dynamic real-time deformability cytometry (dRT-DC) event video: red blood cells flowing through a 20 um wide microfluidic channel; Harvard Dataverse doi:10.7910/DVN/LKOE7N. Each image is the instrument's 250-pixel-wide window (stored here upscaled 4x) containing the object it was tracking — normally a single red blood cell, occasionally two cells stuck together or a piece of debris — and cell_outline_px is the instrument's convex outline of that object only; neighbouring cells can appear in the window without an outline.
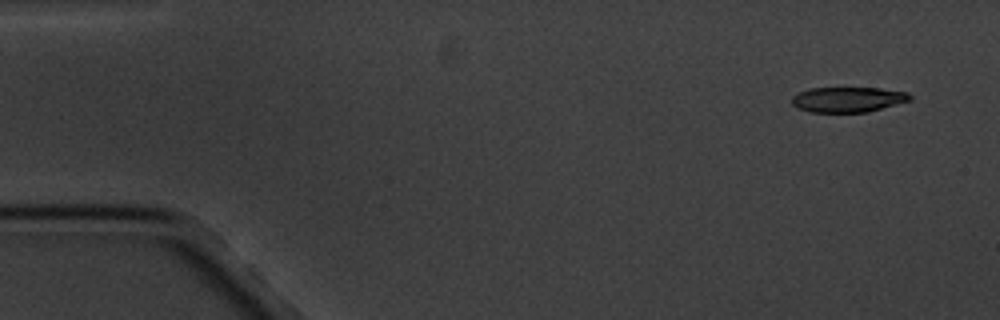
{"species": "common noctule bat (a hibernating species)", "species_latin": "Nyctalus noctula", "temperature_condition": "cold", "stored_images_in_passage": 4, "camera_frame_rate_fps": 3000, "um_per_image_px": 0.085, "animal": {"sex": "male", "body_mass_g": 20.1, "forearm_length_mm": 53.5}, "frame": {"image": 1, "passage_image": 1, "time_ms": 0.0, "image_size_px": [1000, 320], "cell_outline_px": [[912, 100], [868, 112], [812, 112], [800, 108], [792, 104], [792, 96], [808, 88], [880, 88], [908, 92], [912, 96]], "centroid_in_image_um": [72.11, 8.45], "position_along_channel_um": 12.9, "area_um2": 17.34}}